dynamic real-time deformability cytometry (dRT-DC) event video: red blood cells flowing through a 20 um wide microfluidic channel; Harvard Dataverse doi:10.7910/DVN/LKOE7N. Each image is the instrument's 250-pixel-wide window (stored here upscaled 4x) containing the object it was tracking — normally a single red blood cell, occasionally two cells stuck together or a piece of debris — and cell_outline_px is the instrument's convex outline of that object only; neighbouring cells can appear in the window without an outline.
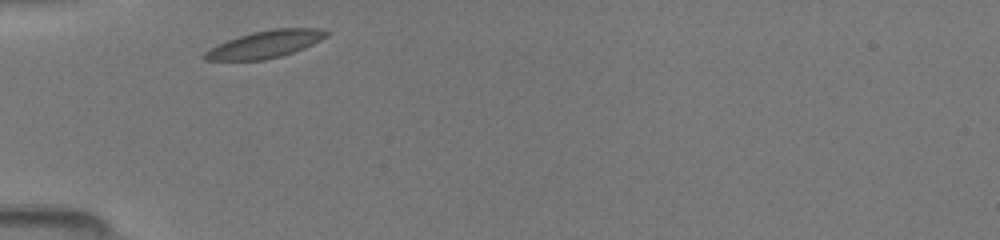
{"species": "common noctule bat (a hibernating species)", "species_latin": "Nyctalus noctula", "temperature_condition": "room temperature", "stored_images_in_passage": 11, "camera_frame_rate_fps": 3000, "um_per_image_px": 0.085, "animal": {"sex": "female", "body_mass_g": 19.5, "forearm_length_mm": 54.1}, "frame": {"image": 1, "passage_image": 1, "time_ms": 0.0, "image_size_px": [1000, 240], "cell_outline_px": [[328, 36], [304, 48], [280, 56], [264, 60], [204, 60], [204, 52], [228, 40], [252, 32], [272, 28], [316, 28], [328, 32]], "centroid_in_image_um": [22.57, 3.76], "position_along_channel_um": 62.4, "area_um2": 18.96}}
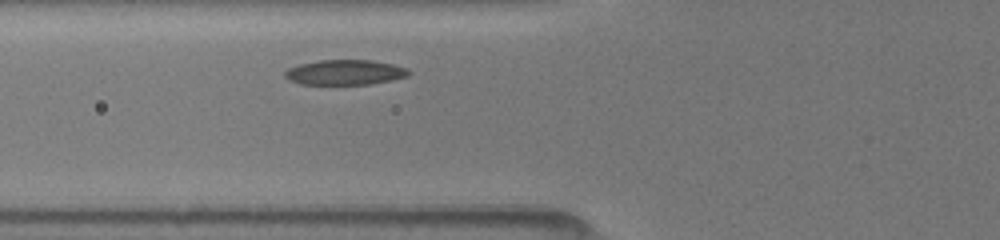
{"frame": {"image": 2, "passage_image": 7, "time_ms": 1.0, "image_size_px": [1000, 240], "cell_outline_px": [[412, 72], [408, 76], [392, 80], [368, 84], [300, 84], [288, 80], [284, 76], [284, 72], [288, 68], [300, 64], [320, 60], [372, 60], [392, 64], [408, 68]], "centroid_in_image_um": [29.33, 6.15], "position_along_channel_um": 96.5, "area_um2": 18.15}}